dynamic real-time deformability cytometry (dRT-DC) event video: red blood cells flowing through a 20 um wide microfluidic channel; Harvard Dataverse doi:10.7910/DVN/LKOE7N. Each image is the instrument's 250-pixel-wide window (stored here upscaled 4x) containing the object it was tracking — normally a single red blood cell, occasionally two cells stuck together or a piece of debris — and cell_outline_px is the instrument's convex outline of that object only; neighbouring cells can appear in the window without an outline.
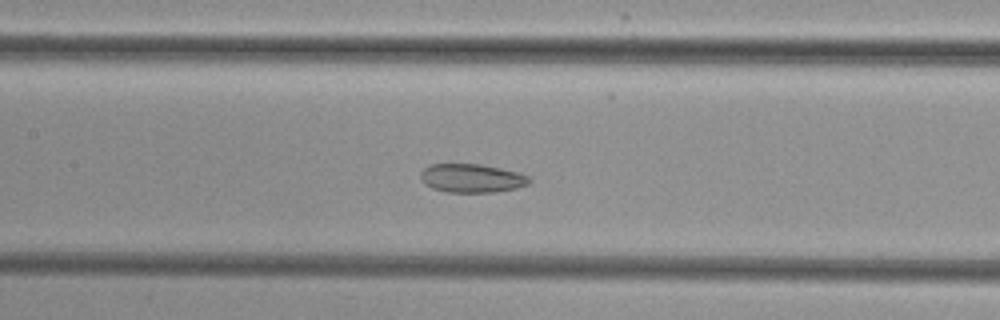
{"species": "common noctule bat (a hibernating species)", "species_latin": "Nyctalus noctula", "temperature_condition": "cold", "stored_images_in_passage": 36, "camera_frame_rate_fps": 3000, "um_per_image_px": 0.085, "animal": {"sex": "female", "body_mass_g": 29.2, "forearm_length_mm": 56.3}, "frame": {"image": 1, "passage_image": 8, "time_ms": 2.333, "image_size_px": [1000, 320], "cell_outline_px": [[532, 180], [528, 184], [516, 188], [496, 192], [448, 192], [432, 188], [424, 184], [420, 176], [420, 172], [424, 168], [432, 164], [480, 164], [520, 172], [528, 176]], "centroid_in_image_um": [40.11, 15.14], "position_along_channel_um": 167.3, "area_um2": 18.21}}
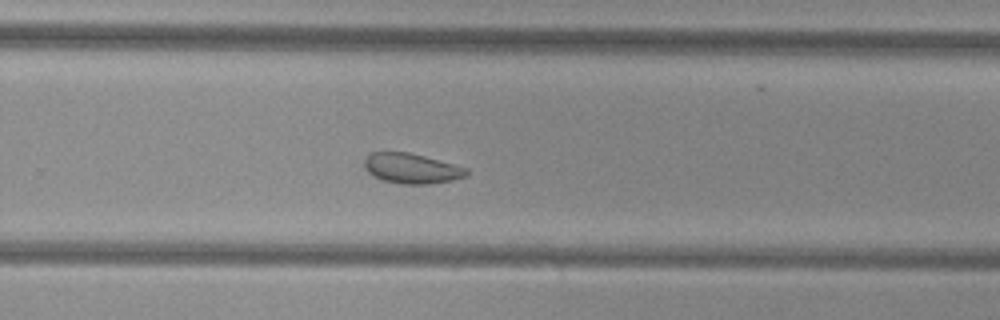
{"frame": {"image": 2, "passage_image": 18, "time_ms": 5.667, "image_size_px": [1000, 320], "cell_outline_px": [[468, 172], [464, 176], [452, 180], [428, 184], [404, 184], [384, 180], [372, 176], [364, 168], [364, 160], [368, 152], [408, 152], [424, 156], [468, 168]], "centroid_in_image_um": [34.93, 14.31], "position_along_channel_um": 294.9, "area_um2": 17.86}}
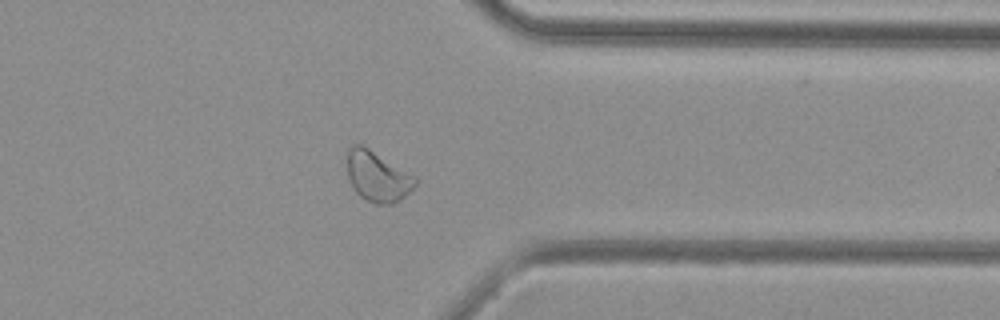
{"frame": {"image": 3, "passage_image": 25, "time_ms": 8.0, "image_size_px": [1000, 320], "cell_outline_px": [[416, 184], [400, 200], [392, 204], [376, 204], [360, 196], [352, 188], [348, 176], [348, 148], [352, 144], [360, 144], [368, 148], [416, 176]], "centroid_in_image_um": [32.08, 15.0], "position_along_channel_um": 379.3, "area_um2": 19.77}}